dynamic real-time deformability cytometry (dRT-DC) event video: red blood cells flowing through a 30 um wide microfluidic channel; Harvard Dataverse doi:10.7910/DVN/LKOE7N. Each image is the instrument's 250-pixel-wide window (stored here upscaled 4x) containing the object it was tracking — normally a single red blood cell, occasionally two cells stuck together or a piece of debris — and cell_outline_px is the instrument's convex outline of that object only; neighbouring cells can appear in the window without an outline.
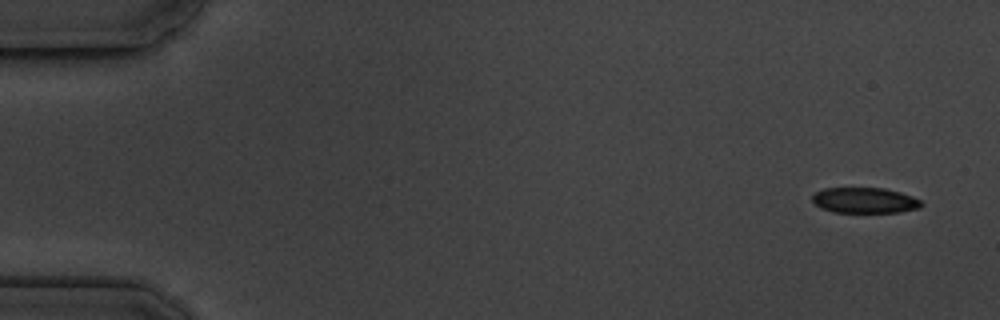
{"species": "common noctule bat (a hibernating species)", "species_latin": "Nyctalus noctula", "temperature_condition": "cold", "stored_images_in_passage": 5, "camera_frame_rate_fps": 3000, "um_per_image_px": 0.085, "animal": {"sex": "male", "body_mass_g": 19.5, "forearm_length_mm": 54.6}, "frame": {"image": 1, "passage_image": 1, "time_ms": 0.0, "image_size_px": [1000, 320], "cell_outline_px": [[924, 204], [920, 208], [900, 212], [832, 212], [820, 208], [812, 200], [812, 196], [816, 192], [824, 188], [884, 188], [900, 192], [912, 196], [920, 200]], "centroid_in_image_um": [73.51, 17.03], "position_along_channel_um": 11.5, "area_um2": 16.3}}
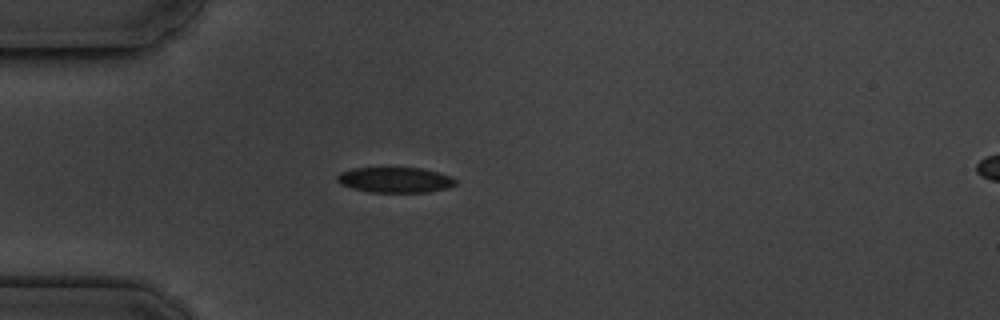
{"frame": {"image": 2, "passage_image": 4, "time_ms": 4.333, "image_size_px": [1000, 320], "cell_outline_px": [[456, 184], [448, 188], [428, 192], [368, 192], [352, 188], [340, 184], [336, 180], [336, 176], [340, 172], [352, 168], [420, 168], [452, 176], [456, 180]], "centroid_in_image_um": [33.56, 15.29], "position_along_channel_um": 51.4, "area_um2": 17.57}}